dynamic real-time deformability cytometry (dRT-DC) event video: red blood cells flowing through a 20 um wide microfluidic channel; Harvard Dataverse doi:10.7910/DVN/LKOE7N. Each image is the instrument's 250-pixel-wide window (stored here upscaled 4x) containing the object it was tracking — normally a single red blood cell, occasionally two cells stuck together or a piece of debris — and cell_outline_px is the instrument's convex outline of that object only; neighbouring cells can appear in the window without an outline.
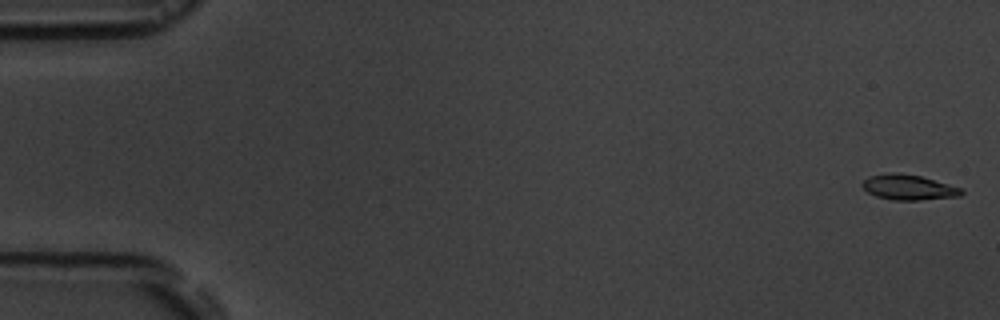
{"species": "common noctule bat (a hibernating species)", "species_latin": "Nyctalus noctula", "temperature_condition": "room temperature", "stored_images_in_passage": 11, "camera_frame_rate_fps": 3000, "um_per_image_px": 0.085, "animal": {"sex": "male", "body_mass_g": 19.5, "forearm_length_mm": 54.6}, "frame": {"image": 1, "passage_image": 1, "time_ms": 0.0, "image_size_px": [1000, 320], "cell_outline_px": [[964, 192], [960, 196], [920, 200], [892, 200], [876, 196], [868, 192], [860, 184], [868, 176], [892, 172], [896, 172], [920, 176], [964, 188]], "centroid_in_image_um": [77.24, 15.92], "position_along_channel_um": 7.8, "area_um2": 14.68}}
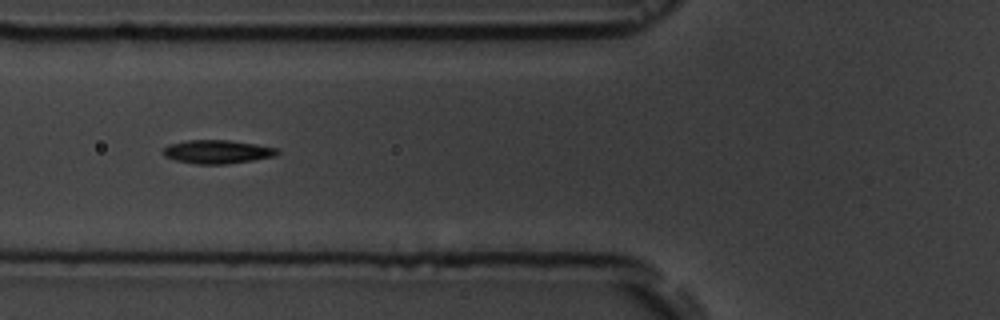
{"frame": {"image": 2, "passage_image": 7, "time_ms": 6.667, "image_size_px": [1000, 320], "cell_outline_px": [[280, 152], [272, 156], [252, 160], [228, 164], [196, 164], [176, 160], [164, 156], [160, 152], [168, 144], [188, 140], [228, 140], [256, 144], [276, 148]], "centroid_in_image_um": [18.41, 12.9], "position_along_channel_um": 107.4, "area_um2": 15.61}}
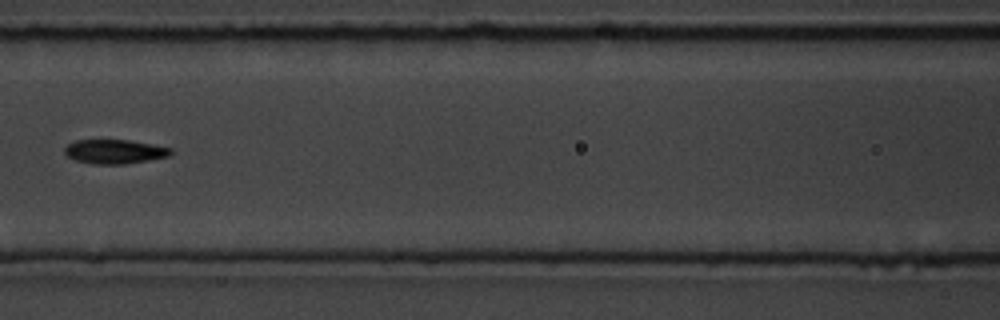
{"frame": {"image": 3, "passage_image": 8, "time_ms": 8.0, "image_size_px": [1000, 320], "cell_outline_px": [[172, 152], [168, 156], [148, 160], [124, 164], [92, 164], [76, 160], [68, 156], [64, 152], [64, 148], [68, 144], [76, 140], [128, 140], [152, 144], [172, 148]], "centroid_in_image_um": [9.73, 12.88], "position_along_channel_um": 156.9, "area_um2": 14.85}}